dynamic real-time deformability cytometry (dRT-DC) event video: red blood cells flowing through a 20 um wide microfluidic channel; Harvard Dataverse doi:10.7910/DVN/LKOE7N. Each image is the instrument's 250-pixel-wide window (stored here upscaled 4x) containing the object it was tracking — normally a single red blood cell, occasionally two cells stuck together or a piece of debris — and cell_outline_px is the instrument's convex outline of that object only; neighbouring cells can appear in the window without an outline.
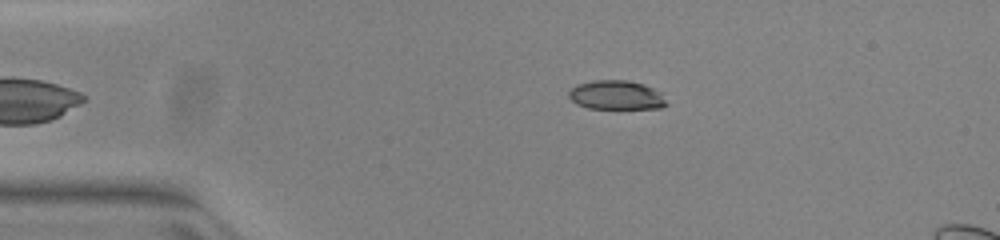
{"species": "common noctule bat (a hibernating species)", "species_latin": "Nyctalus noctula", "temperature_condition": "warm", "stored_images_in_passage": 37, "camera_frame_rate_fps": 3000, "um_per_image_px": 0.085, "animal": {"sex": "female", "body_mass_g": 23.0, "forearm_length_mm": 53.4}, "frame": {"image": 1, "passage_image": 2, "time_ms": 0.333, "image_size_px": [1000, 240], "cell_outline_px": [[668, 104], [660, 108], [588, 108], [576, 104], [568, 96], [568, 92], [576, 84], [596, 80], [628, 80], [644, 84], [660, 92]], "centroid_in_image_um": [52.37, 8.08], "position_along_channel_um": 32.6, "area_um2": 16.53}}
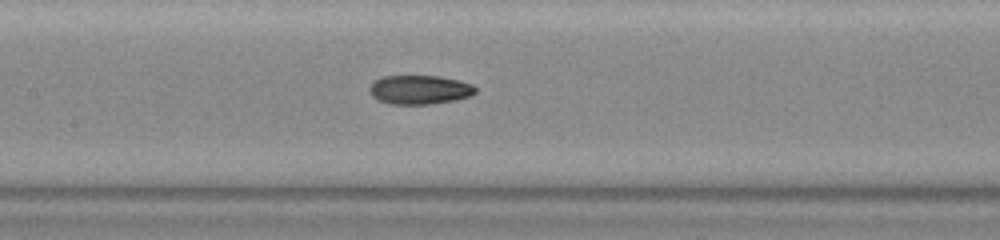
{"frame": {"image": 2, "passage_image": 16, "time_ms": 5.0, "image_size_px": [1000, 240], "cell_outline_px": [[476, 92], [472, 96], [452, 100], [428, 104], [392, 104], [380, 100], [372, 96], [368, 88], [372, 80], [380, 76], [440, 76], [460, 80], [472, 84], [476, 88]], "centroid_in_image_um": [35.65, 7.61], "position_along_channel_um": 171.8, "area_um2": 18.03}}
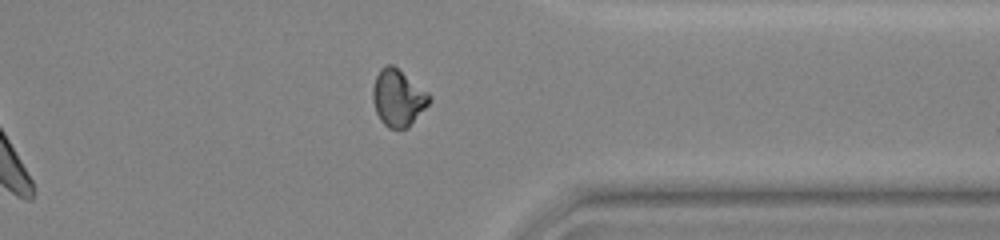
{"frame": {"image": 3, "passage_image": 32, "time_ms": 10.333, "image_size_px": [1000, 240], "cell_outline_px": [[432, 100], [408, 128], [388, 128], [380, 120], [376, 112], [372, 100], [372, 88], [376, 76], [380, 68], [388, 64], [392, 64], [428, 92], [432, 96]], "centroid_in_image_um": [33.83, 8.32], "position_along_channel_um": 377.6, "area_um2": 18.73}, "authors_computed_cell_mechanics": {"area_um2": 18.0914, "velocity_mm_per_s": 3.996, "shape_relaxation_time_tau1_ms": 8.8079, "shape_relaxation_time_tau2_ms": 1.808, "deformation_change_tau1": 0.2757, "deformation_change_tau2": 0.0639}}